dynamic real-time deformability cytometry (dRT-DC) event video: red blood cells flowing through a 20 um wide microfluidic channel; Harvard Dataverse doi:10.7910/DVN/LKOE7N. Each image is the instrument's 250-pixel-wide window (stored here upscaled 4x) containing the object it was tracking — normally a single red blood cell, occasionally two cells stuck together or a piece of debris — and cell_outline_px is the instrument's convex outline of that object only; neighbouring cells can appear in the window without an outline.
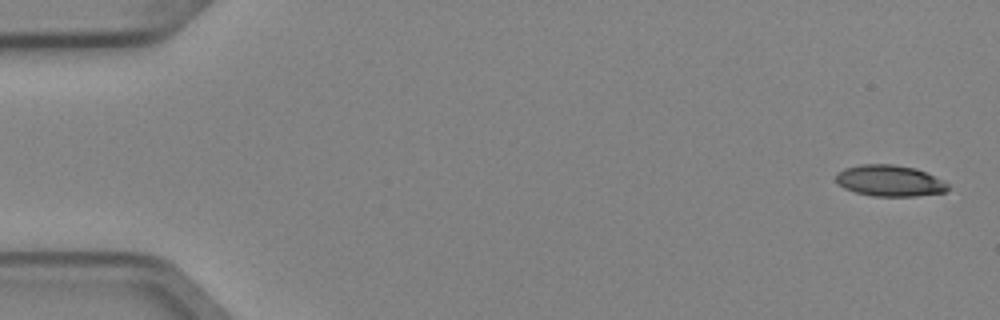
{"species": "Egyptian fruit bat (a non-hibernating species)", "species_latin": "Rousettus aegyptiacus", "temperature_condition": "cold", "stored_images_in_passage": 5, "camera_frame_rate_fps": 3000, "um_per_image_px": 0.085, "animal": {"sex": "female"}, "frame": {"image": 1, "passage_image": 1, "time_ms": 0.0, "image_size_px": [1000, 320], "cell_outline_px": [[948, 188], [944, 192], [916, 196], [872, 196], [856, 192], [844, 188], [836, 180], [836, 172], [844, 168], [860, 164], [892, 164], [916, 168], [944, 180], [948, 184]], "centroid_in_image_um": [75.62, 15.35], "position_along_channel_um": 9.4, "area_um2": 20.4}}
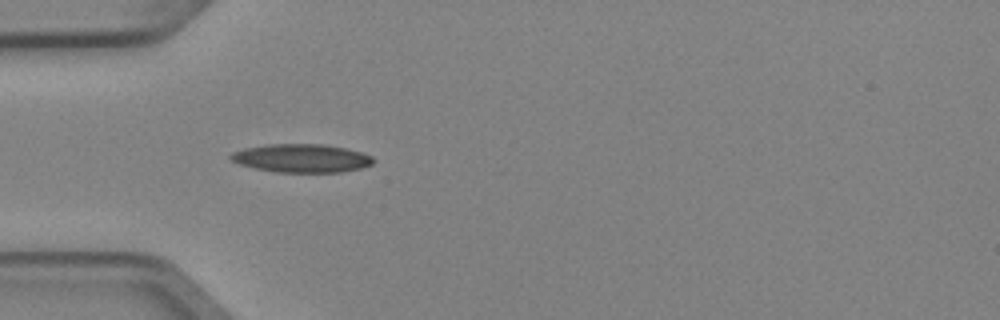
{"frame": {"image": 2, "passage_image": 5, "time_ms": 1.333, "image_size_px": [1000, 320], "cell_outline_px": [[376, 160], [372, 164], [360, 168], [340, 172], [276, 172], [256, 168], [240, 164], [232, 160], [228, 156], [232, 152], [244, 148], [268, 144], [324, 144], [344, 148], [360, 152], [372, 156]], "centroid_in_image_um": [25.63, 13.44], "position_along_channel_um": 59.4, "area_um2": 23.47}}